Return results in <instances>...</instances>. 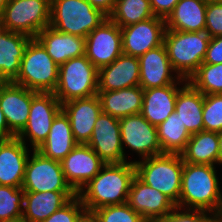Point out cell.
<instances>
[{"label": "cell", "instance_id": "obj_21", "mask_svg": "<svg viewBox=\"0 0 222 222\" xmlns=\"http://www.w3.org/2000/svg\"><path fill=\"white\" fill-rule=\"evenodd\" d=\"M138 57L122 53L111 64L98 70V91H114L139 86Z\"/></svg>", "mask_w": 222, "mask_h": 222}, {"label": "cell", "instance_id": "obj_37", "mask_svg": "<svg viewBox=\"0 0 222 222\" xmlns=\"http://www.w3.org/2000/svg\"><path fill=\"white\" fill-rule=\"evenodd\" d=\"M218 217L219 215L212 211L176 207L171 213L157 219L156 222H214Z\"/></svg>", "mask_w": 222, "mask_h": 222}, {"label": "cell", "instance_id": "obj_52", "mask_svg": "<svg viewBox=\"0 0 222 222\" xmlns=\"http://www.w3.org/2000/svg\"><path fill=\"white\" fill-rule=\"evenodd\" d=\"M206 2H209V1H222V0H205Z\"/></svg>", "mask_w": 222, "mask_h": 222}, {"label": "cell", "instance_id": "obj_43", "mask_svg": "<svg viewBox=\"0 0 222 222\" xmlns=\"http://www.w3.org/2000/svg\"><path fill=\"white\" fill-rule=\"evenodd\" d=\"M13 137H15V135L9 130L4 113L2 112V109L0 106V140L10 139Z\"/></svg>", "mask_w": 222, "mask_h": 222}, {"label": "cell", "instance_id": "obj_18", "mask_svg": "<svg viewBox=\"0 0 222 222\" xmlns=\"http://www.w3.org/2000/svg\"><path fill=\"white\" fill-rule=\"evenodd\" d=\"M127 204L146 221H156L171 213L176 205L163 193L134 177Z\"/></svg>", "mask_w": 222, "mask_h": 222}, {"label": "cell", "instance_id": "obj_6", "mask_svg": "<svg viewBox=\"0 0 222 222\" xmlns=\"http://www.w3.org/2000/svg\"><path fill=\"white\" fill-rule=\"evenodd\" d=\"M107 18L87 0H51L49 26L62 33L86 38Z\"/></svg>", "mask_w": 222, "mask_h": 222}, {"label": "cell", "instance_id": "obj_47", "mask_svg": "<svg viewBox=\"0 0 222 222\" xmlns=\"http://www.w3.org/2000/svg\"><path fill=\"white\" fill-rule=\"evenodd\" d=\"M0 222H26L22 217L16 218V219H12V220H4V221H0Z\"/></svg>", "mask_w": 222, "mask_h": 222}, {"label": "cell", "instance_id": "obj_23", "mask_svg": "<svg viewBox=\"0 0 222 222\" xmlns=\"http://www.w3.org/2000/svg\"><path fill=\"white\" fill-rule=\"evenodd\" d=\"M179 85V86H178ZM183 84H172L143 90L140 114L152 125L158 126L175 112L178 90Z\"/></svg>", "mask_w": 222, "mask_h": 222}, {"label": "cell", "instance_id": "obj_41", "mask_svg": "<svg viewBox=\"0 0 222 222\" xmlns=\"http://www.w3.org/2000/svg\"><path fill=\"white\" fill-rule=\"evenodd\" d=\"M155 16L166 19L179 0H149Z\"/></svg>", "mask_w": 222, "mask_h": 222}, {"label": "cell", "instance_id": "obj_32", "mask_svg": "<svg viewBox=\"0 0 222 222\" xmlns=\"http://www.w3.org/2000/svg\"><path fill=\"white\" fill-rule=\"evenodd\" d=\"M155 17L149 0H116L108 18L120 28Z\"/></svg>", "mask_w": 222, "mask_h": 222}, {"label": "cell", "instance_id": "obj_42", "mask_svg": "<svg viewBox=\"0 0 222 222\" xmlns=\"http://www.w3.org/2000/svg\"><path fill=\"white\" fill-rule=\"evenodd\" d=\"M94 8L109 16L114 9L116 0H87Z\"/></svg>", "mask_w": 222, "mask_h": 222}, {"label": "cell", "instance_id": "obj_24", "mask_svg": "<svg viewBox=\"0 0 222 222\" xmlns=\"http://www.w3.org/2000/svg\"><path fill=\"white\" fill-rule=\"evenodd\" d=\"M76 195L75 191L24 192L22 218L42 222Z\"/></svg>", "mask_w": 222, "mask_h": 222}, {"label": "cell", "instance_id": "obj_2", "mask_svg": "<svg viewBox=\"0 0 222 222\" xmlns=\"http://www.w3.org/2000/svg\"><path fill=\"white\" fill-rule=\"evenodd\" d=\"M216 171L213 165L184 162L177 207L207 210L219 215L222 209V189Z\"/></svg>", "mask_w": 222, "mask_h": 222}, {"label": "cell", "instance_id": "obj_19", "mask_svg": "<svg viewBox=\"0 0 222 222\" xmlns=\"http://www.w3.org/2000/svg\"><path fill=\"white\" fill-rule=\"evenodd\" d=\"M62 110L69 117L75 142L88 144L93 134L95 122L102 112L97 94L63 103Z\"/></svg>", "mask_w": 222, "mask_h": 222}, {"label": "cell", "instance_id": "obj_12", "mask_svg": "<svg viewBox=\"0 0 222 222\" xmlns=\"http://www.w3.org/2000/svg\"><path fill=\"white\" fill-rule=\"evenodd\" d=\"M85 39V56L98 70L111 64L123 53L121 28L109 18Z\"/></svg>", "mask_w": 222, "mask_h": 222}, {"label": "cell", "instance_id": "obj_10", "mask_svg": "<svg viewBox=\"0 0 222 222\" xmlns=\"http://www.w3.org/2000/svg\"><path fill=\"white\" fill-rule=\"evenodd\" d=\"M61 110L62 104L54 93L38 92L31 100L27 124L17 137L26 145L29 140L31 149L36 150L47 139L52 122Z\"/></svg>", "mask_w": 222, "mask_h": 222}, {"label": "cell", "instance_id": "obj_9", "mask_svg": "<svg viewBox=\"0 0 222 222\" xmlns=\"http://www.w3.org/2000/svg\"><path fill=\"white\" fill-rule=\"evenodd\" d=\"M26 166L22 189L25 192L74 191L66 182L60 161L32 150Z\"/></svg>", "mask_w": 222, "mask_h": 222}, {"label": "cell", "instance_id": "obj_35", "mask_svg": "<svg viewBox=\"0 0 222 222\" xmlns=\"http://www.w3.org/2000/svg\"><path fill=\"white\" fill-rule=\"evenodd\" d=\"M92 213L98 222H147L127 203L101 207L93 210Z\"/></svg>", "mask_w": 222, "mask_h": 222}, {"label": "cell", "instance_id": "obj_50", "mask_svg": "<svg viewBox=\"0 0 222 222\" xmlns=\"http://www.w3.org/2000/svg\"><path fill=\"white\" fill-rule=\"evenodd\" d=\"M2 29H3V27H2V20L0 18V30H2Z\"/></svg>", "mask_w": 222, "mask_h": 222}, {"label": "cell", "instance_id": "obj_17", "mask_svg": "<svg viewBox=\"0 0 222 222\" xmlns=\"http://www.w3.org/2000/svg\"><path fill=\"white\" fill-rule=\"evenodd\" d=\"M37 93L13 82L0 85V106L9 130L15 136L26 126L31 100Z\"/></svg>", "mask_w": 222, "mask_h": 222}, {"label": "cell", "instance_id": "obj_33", "mask_svg": "<svg viewBox=\"0 0 222 222\" xmlns=\"http://www.w3.org/2000/svg\"><path fill=\"white\" fill-rule=\"evenodd\" d=\"M187 81L204 95L222 93V63H202Z\"/></svg>", "mask_w": 222, "mask_h": 222}, {"label": "cell", "instance_id": "obj_44", "mask_svg": "<svg viewBox=\"0 0 222 222\" xmlns=\"http://www.w3.org/2000/svg\"><path fill=\"white\" fill-rule=\"evenodd\" d=\"M77 222H98L92 212H85Z\"/></svg>", "mask_w": 222, "mask_h": 222}, {"label": "cell", "instance_id": "obj_29", "mask_svg": "<svg viewBox=\"0 0 222 222\" xmlns=\"http://www.w3.org/2000/svg\"><path fill=\"white\" fill-rule=\"evenodd\" d=\"M203 103L204 94L188 81L178 90L175 112L191 135L204 131Z\"/></svg>", "mask_w": 222, "mask_h": 222}, {"label": "cell", "instance_id": "obj_8", "mask_svg": "<svg viewBox=\"0 0 222 222\" xmlns=\"http://www.w3.org/2000/svg\"><path fill=\"white\" fill-rule=\"evenodd\" d=\"M50 10L51 0H9L1 18L2 27L36 38L49 26Z\"/></svg>", "mask_w": 222, "mask_h": 222}, {"label": "cell", "instance_id": "obj_4", "mask_svg": "<svg viewBox=\"0 0 222 222\" xmlns=\"http://www.w3.org/2000/svg\"><path fill=\"white\" fill-rule=\"evenodd\" d=\"M210 36L205 32L166 30L163 44L173 70L188 80L203 63Z\"/></svg>", "mask_w": 222, "mask_h": 222}, {"label": "cell", "instance_id": "obj_51", "mask_svg": "<svg viewBox=\"0 0 222 222\" xmlns=\"http://www.w3.org/2000/svg\"><path fill=\"white\" fill-rule=\"evenodd\" d=\"M219 218L222 219V209H221V212L219 214Z\"/></svg>", "mask_w": 222, "mask_h": 222}, {"label": "cell", "instance_id": "obj_39", "mask_svg": "<svg viewBox=\"0 0 222 222\" xmlns=\"http://www.w3.org/2000/svg\"><path fill=\"white\" fill-rule=\"evenodd\" d=\"M205 20V32L210 38L222 35V1L207 2Z\"/></svg>", "mask_w": 222, "mask_h": 222}, {"label": "cell", "instance_id": "obj_14", "mask_svg": "<svg viewBox=\"0 0 222 222\" xmlns=\"http://www.w3.org/2000/svg\"><path fill=\"white\" fill-rule=\"evenodd\" d=\"M88 145L105 164L125 162L119 119L101 112Z\"/></svg>", "mask_w": 222, "mask_h": 222}, {"label": "cell", "instance_id": "obj_3", "mask_svg": "<svg viewBox=\"0 0 222 222\" xmlns=\"http://www.w3.org/2000/svg\"><path fill=\"white\" fill-rule=\"evenodd\" d=\"M133 162L136 176L167 196L177 207L184 168L181 154L163 153Z\"/></svg>", "mask_w": 222, "mask_h": 222}, {"label": "cell", "instance_id": "obj_36", "mask_svg": "<svg viewBox=\"0 0 222 222\" xmlns=\"http://www.w3.org/2000/svg\"><path fill=\"white\" fill-rule=\"evenodd\" d=\"M203 125L204 131H222V93L204 95Z\"/></svg>", "mask_w": 222, "mask_h": 222}, {"label": "cell", "instance_id": "obj_27", "mask_svg": "<svg viewBox=\"0 0 222 222\" xmlns=\"http://www.w3.org/2000/svg\"><path fill=\"white\" fill-rule=\"evenodd\" d=\"M76 145L69 117L61 110L52 122L47 139L36 150L61 162Z\"/></svg>", "mask_w": 222, "mask_h": 222}, {"label": "cell", "instance_id": "obj_31", "mask_svg": "<svg viewBox=\"0 0 222 222\" xmlns=\"http://www.w3.org/2000/svg\"><path fill=\"white\" fill-rule=\"evenodd\" d=\"M157 134L162 154H181L191 137L176 112L157 126Z\"/></svg>", "mask_w": 222, "mask_h": 222}, {"label": "cell", "instance_id": "obj_5", "mask_svg": "<svg viewBox=\"0 0 222 222\" xmlns=\"http://www.w3.org/2000/svg\"><path fill=\"white\" fill-rule=\"evenodd\" d=\"M59 80V66L44 46L32 38L23 55L20 70L13 83L42 93H53Z\"/></svg>", "mask_w": 222, "mask_h": 222}, {"label": "cell", "instance_id": "obj_16", "mask_svg": "<svg viewBox=\"0 0 222 222\" xmlns=\"http://www.w3.org/2000/svg\"><path fill=\"white\" fill-rule=\"evenodd\" d=\"M66 182L78 193L105 163L88 144H77L61 161Z\"/></svg>", "mask_w": 222, "mask_h": 222}, {"label": "cell", "instance_id": "obj_30", "mask_svg": "<svg viewBox=\"0 0 222 222\" xmlns=\"http://www.w3.org/2000/svg\"><path fill=\"white\" fill-rule=\"evenodd\" d=\"M181 156L184 162L190 164L219 165L218 132L192 134Z\"/></svg>", "mask_w": 222, "mask_h": 222}, {"label": "cell", "instance_id": "obj_20", "mask_svg": "<svg viewBox=\"0 0 222 222\" xmlns=\"http://www.w3.org/2000/svg\"><path fill=\"white\" fill-rule=\"evenodd\" d=\"M29 153L17 136L0 140V185L22 188Z\"/></svg>", "mask_w": 222, "mask_h": 222}, {"label": "cell", "instance_id": "obj_15", "mask_svg": "<svg viewBox=\"0 0 222 222\" xmlns=\"http://www.w3.org/2000/svg\"><path fill=\"white\" fill-rule=\"evenodd\" d=\"M138 60L139 86L143 90L187 82L186 79L180 78L173 70L164 44L147 51L139 56Z\"/></svg>", "mask_w": 222, "mask_h": 222}, {"label": "cell", "instance_id": "obj_38", "mask_svg": "<svg viewBox=\"0 0 222 222\" xmlns=\"http://www.w3.org/2000/svg\"><path fill=\"white\" fill-rule=\"evenodd\" d=\"M85 212L84 205L76 195L42 222H77Z\"/></svg>", "mask_w": 222, "mask_h": 222}, {"label": "cell", "instance_id": "obj_28", "mask_svg": "<svg viewBox=\"0 0 222 222\" xmlns=\"http://www.w3.org/2000/svg\"><path fill=\"white\" fill-rule=\"evenodd\" d=\"M205 0H179L165 19L166 30L201 32L206 25Z\"/></svg>", "mask_w": 222, "mask_h": 222}, {"label": "cell", "instance_id": "obj_34", "mask_svg": "<svg viewBox=\"0 0 222 222\" xmlns=\"http://www.w3.org/2000/svg\"><path fill=\"white\" fill-rule=\"evenodd\" d=\"M24 192L22 188L0 185V221L22 217Z\"/></svg>", "mask_w": 222, "mask_h": 222}, {"label": "cell", "instance_id": "obj_7", "mask_svg": "<svg viewBox=\"0 0 222 222\" xmlns=\"http://www.w3.org/2000/svg\"><path fill=\"white\" fill-rule=\"evenodd\" d=\"M98 69L85 56L69 59L59 66V80L55 97L61 104L96 95Z\"/></svg>", "mask_w": 222, "mask_h": 222}, {"label": "cell", "instance_id": "obj_40", "mask_svg": "<svg viewBox=\"0 0 222 222\" xmlns=\"http://www.w3.org/2000/svg\"><path fill=\"white\" fill-rule=\"evenodd\" d=\"M203 63H222V35L210 38Z\"/></svg>", "mask_w": 222, "mask_h": 222}, {"label": "cell", "instance_id": "obj_48", "mask_svg": "<svg viewBox=\"0 0 222 222\" xmlns=\"http://www.w3.org/2000/svg\"><path fill=\"white\" fill-rule=\"evenodd\" d=\"M6 83V81L0 75V85Z\"/></svg>", "mask_w": 222, "mask_h": 222}, {"label": "cell", "instance_id": "obj_46", "mask_svg": "<svg viewBox=\"0 0 222 222\" xmlns=\"http://www.w3.org/2000/svg\"><path fill=\"white\" fill-rule=\"evenodd\" d=\"M9 0H0V18H2L5 6Z\"/></svg>", "mask_w": 222, "mask_h": 222}, {"label": "cell", "instance_id": "obj_25", "mask_svg": "<svg viewBox=\"0 0 222 222\" xmlns=\"http://www.w3.org/2000/svg\"><path fill=\"white\" fill-rule=\"evenodd\" d=\"M103 113L117 119L139 114L142 109L143 89L133 86L114 91H98Z\"/></svg>", "mask_w": 222, "mask_h": 222}, {"label": "cell", "instance_id": "obj_13", "mask_svg": "<svg viewBox=\"0 0 222 222\" xmlns=\"http://www.w3.org/2000/svg\"><path fill=\"white\" fill-rule=\"evenodd\" d=\"M165 31V19L157 16L122 27V52L139 57L162 45Z\"/></svg>", "mask_w": 222, "mask_h": 222}, {"label": "cell", "instance_id": "obj_1", "mask_svg": "<svg viewBox=\"0 0 222 222\" xmlns=\"http://www.w3.org/2000/svg\"><path fill=\"white\" fill-rule=\"evenodd\" d=\"M135 176L133 161L105 164L77 195L86 212L109 205L124 204L127 203L128 193Z\"/></svg>", "mask_w": 222, "mask_h": 222}, {"label": "cell", "instance_id": "obj_11", "mask_svg": "<svg viewBox=\"0 0 222 222\" xmlns=\"http://www.w3.org/2000/svg\"><path fill=\"white\" fill-rule=\"evenodd\" d=\"M125 162V147L142 159L162 154L158 141L157 126L150 124L140 113L119 119Z\"/></svg>", "mask_w": 222, "mask_h": 222}, {"label": "cell", "instance_id": "obj_49", "mask_svg": "<svg viewBox=\"0 0 222 222\" xmlns=\"http://www.w3.org/2000/svg\"><path fill=\"white\" fill-rule=\"evenodd\" d=\"M214 222H222V219L218 217Z\"/></svg>", "mask_w": 222, "mask_h": 222}, {"label": "cell", "instance_id": "obj_45", "mask_svg": "<svg viewBox=\"0 0 222 222\" xmlns=\"http://www.w3.org/2000/svg\"><path fill=\"white\" fill-rule=\"evenodd\" d=\"M219 140V165H222V131L218 132Z\"/></svg>", "mask_w": 222, "mask_h": 222}, {"label": "cell", "instance_id": "obj_22", "mask_svg": "<svg viewBox=\"0 0 222 222\" xmlns=\"http://www.w3.org/2000/svg\"><path fill=\"white\" fill-rule=\"evenodd\" d=\"M36 39L44 46L58 66L69 59L85 55V38L59 32L50 26L43 29L36 36Z\"/></svg>", "mask_w": 222, "mask_h": 222}, {"label": "cell", "instance_id": "obj_26", "mask_svg": "<svg viewBox=\"0 0 222 222\" xmlns=\"http://www.w3.org/2000/svg\"><path fill=\"white\" fill-rule=\"evenodd\" d=\"M31 39L21 33L0 30V75L6 82L16 79L25 49Z\"/></svg>", "mask_w": 222, "mask_h": 222}]
</instances>
